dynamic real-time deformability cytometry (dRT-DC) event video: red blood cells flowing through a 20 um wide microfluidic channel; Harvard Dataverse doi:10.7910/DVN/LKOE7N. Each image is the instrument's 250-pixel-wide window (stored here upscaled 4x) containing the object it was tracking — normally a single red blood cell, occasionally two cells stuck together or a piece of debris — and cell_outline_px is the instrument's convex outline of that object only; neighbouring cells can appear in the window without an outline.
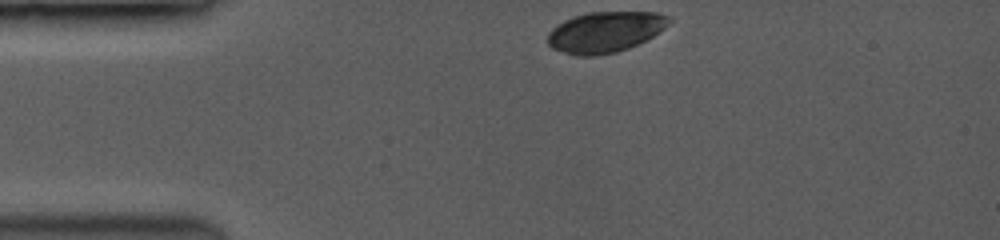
{"species": "common noctule bat (a hibernating species)", "species_latin": "Nyctalus noctula", "temperature_condition": "room temperature", "stored_images_in_passage": 25, "camera_frame_rate_fps": 3500, "um_per_image_px": 0.085, "animal": {"sex": "female", "body_mass_g": 19.0, "forearm_length_mm": 53.3}, "frame": {"image": 1, "passage_image": 1, "time_ms": 0.0, "image_size_px": [1000, 240], "cell_outline_px": [[672, 20], [664, 28], [652, 36], [628, 48], [616, 52], [592, 56], [580, 56], [564, 52], [552, 48], [548, 44], [548, 32], [552, 28], [564, 20], [572, 16], [588, 12], [656, 12], [668, 16]], "centroid_in_image_um": [51.41, 2.71], "position_along_channel_um": 33.6, "area_um2": 28.67}}
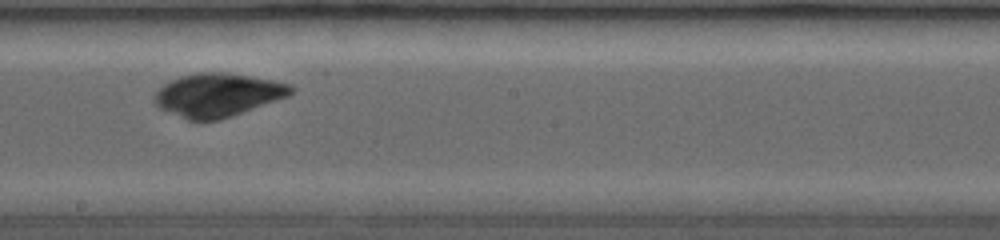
{"frame": {"image": 2, "passage_image": 17, "time_ms": 6.0, "image_size_px": [1000, 240], "cell_outline_px": [[292, 92], [288, 96], [216, 120], [188, 120], [160, 108], [156, 104], [156, 92], [164, 84], [180, 76], [196, 72], [228, 72], [272, 80], [288, 84], [292, 88]], "centroid_in_image_um": [18.48, 8.05], "position_along_channel_um": 229.7, "area_um2": 33.64}}
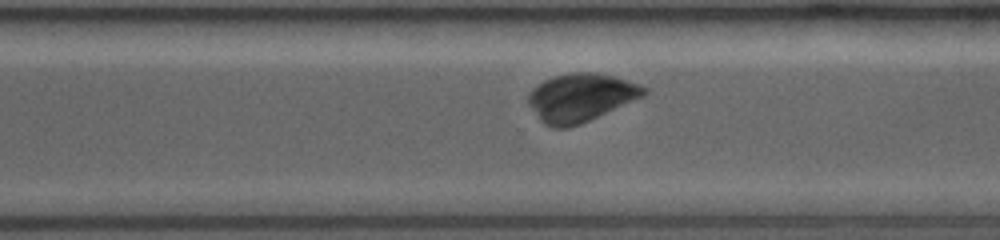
{"frame": {"image": 3, "passage_image": 23, "time_ms": 8.286, "image_size_px": [1000, 240], "cell_outline_px": [[648, 92], [640, 96], [580, 124], [568, 128], [552, 128], [544, 124], [540, 120], [528, 104], [528, 96], [532, 88], [544, 80], [556, 76], [580, 72], [588, 72], [612, 76], [648, 88]], "centroid_in_image_um": [49.28, 8.31], "position_along_channel_um": 321.3, "area_um2": 31.5}}